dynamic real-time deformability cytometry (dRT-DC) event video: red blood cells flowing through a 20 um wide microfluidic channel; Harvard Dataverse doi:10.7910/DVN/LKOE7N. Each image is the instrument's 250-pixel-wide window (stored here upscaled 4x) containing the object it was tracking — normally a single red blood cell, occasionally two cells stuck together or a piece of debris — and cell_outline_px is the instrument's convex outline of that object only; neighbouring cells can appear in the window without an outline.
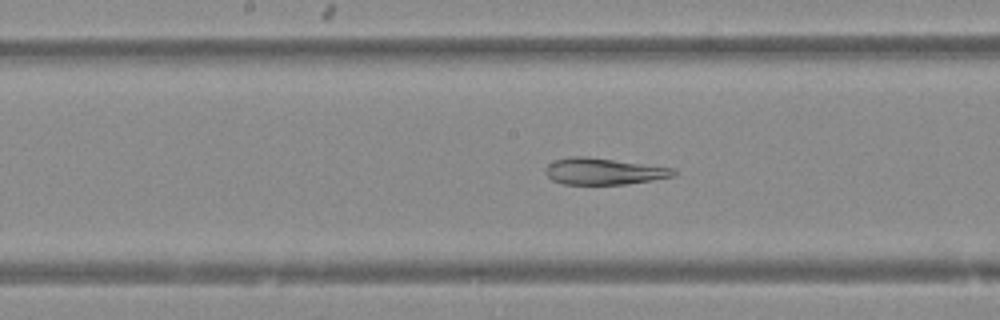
{"species": "Egyptian fruit bat (a non-hibernating species)", "species_latin": "Rousettus aegyptiacus", "temperature_condition": "warm", "stored_images_in_passage": 36, "camera_frame_rate_fps": 3000, "um_per_image_px": 0.085, "animal": {"sex": "female"}, "frame": {"image": 1, "passage_image": 12, "time_ms": 3.667, "image_size_px": [1000, 320], "cell_outline_px": [[676, 176], [628, 184], [564, 184], [552, 180], [544, 172], [544, 168], [548, 164], [556, 160], [568, 156], [584, 156], [676, 168]], "centroid_in_image_um": [51.32, 14.56], "position_along_channel_um": 196.9, "area_um2": 19.88}}
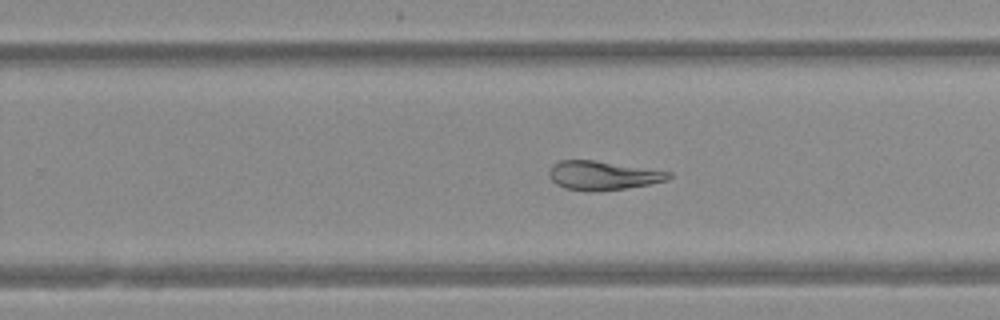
{"frame": {"image": 2, "passage_image": 18, "time_ms": 5.667, "image_size_px": [1000, 320], "cell_outline_px": [[672, 176], [664, 180], [648, 184], [624, 188], [564, 188], [556, 184], [552, 180], [548, 172], [552, 164], [560, 160], [592, 160], [672, 172]], "centroid_in_image_um": [51.21, 14.86], "position_along_channel_um": 278.6, "area_um2": 19.02}}
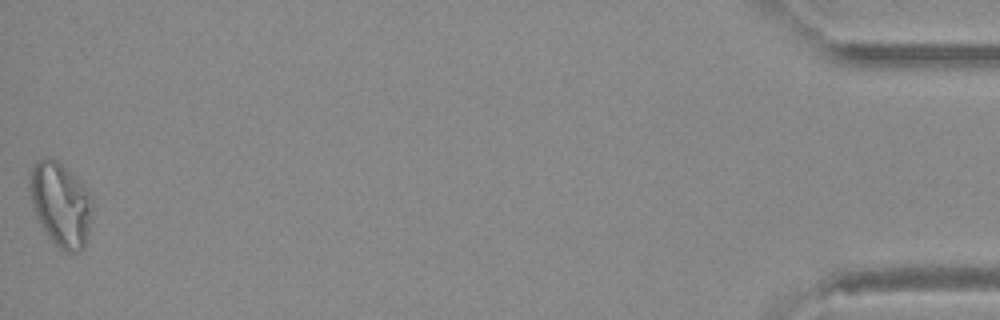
{"frame": {"image": 3, "passage_image": 36, "time_ms": 11.667, "image_size_px": [1000, 320], "cell_outline_px": [[92, 212], [88, 232], [84, 248], [76, 252], [68, 252], [60, 248], [48, 236], [36, 212], [32, 200], [32, 168], [36, 160], [56, 160], [88, 192], [92, 204]], "centroid_in_image_um": [5.2, 17.43], "position_along_channel_um": 430.0, "area_um2": 28.9}}